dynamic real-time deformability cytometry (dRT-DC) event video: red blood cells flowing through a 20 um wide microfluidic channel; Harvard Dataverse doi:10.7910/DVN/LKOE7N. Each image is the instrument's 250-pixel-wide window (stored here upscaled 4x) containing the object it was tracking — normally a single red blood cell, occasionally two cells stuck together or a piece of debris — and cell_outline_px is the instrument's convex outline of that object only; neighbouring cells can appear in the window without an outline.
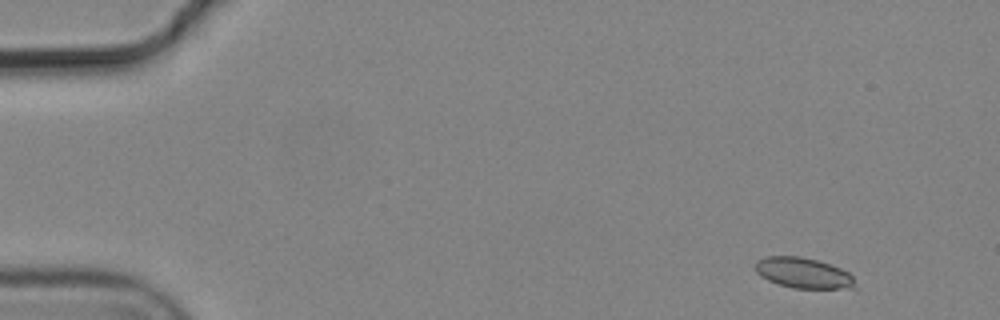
{"species": "common noctule bat (a hibernating species)", "species_latin": "Nyctalus noctula", "temperature_condition": "cold", "stored_images_in_passage": 4, "segment_of_instrument_passage": [1, 2], "camera_frame_rate_fps": 3000, "um_per_image_px": 0.085, "animal": {"sex": "male", "body_mass_g": 19.2, "forearm_length_mm": 51.8}, "frame": {"image": 1, "passage_image": 1, "time_ms": 0.0, "image_size_px": [1000, 320], "cell_outline_px": [[856, 288], [796, 288], [780, 284], [768, 280], [760, 276], [756, 272], [756, 260], [768, 256], [800, 256], [816, 260], [840, 268], [848, 272], [852, 276]], "centroid_in_image_um": [68.26, 23.19], "position_along_channel_um": 16.7, "area_um2": 17.51}}
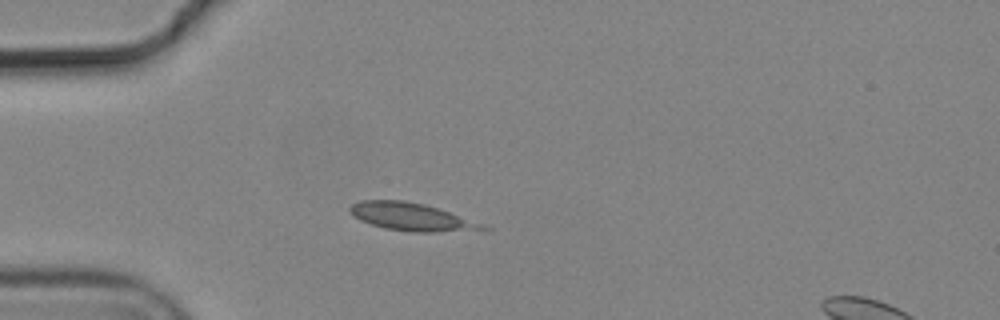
{"frame": {"image": 2, "passage_image": 3, "time_ms": 0.667, "image_size_px": [1000, 320], "cell_outline_px": [[492, 228], [432, 232], [412, 232], [384, 228], [360, 220], [352, 216], [348, 212], [348, 208], [352, 204], [360, 200], [404, 200], [424, 204], [484, 224]], "centroid_in_image_um": [34.86, 18.42], "position_along_channel_um": 50.1, "area_um2": 21.15}}